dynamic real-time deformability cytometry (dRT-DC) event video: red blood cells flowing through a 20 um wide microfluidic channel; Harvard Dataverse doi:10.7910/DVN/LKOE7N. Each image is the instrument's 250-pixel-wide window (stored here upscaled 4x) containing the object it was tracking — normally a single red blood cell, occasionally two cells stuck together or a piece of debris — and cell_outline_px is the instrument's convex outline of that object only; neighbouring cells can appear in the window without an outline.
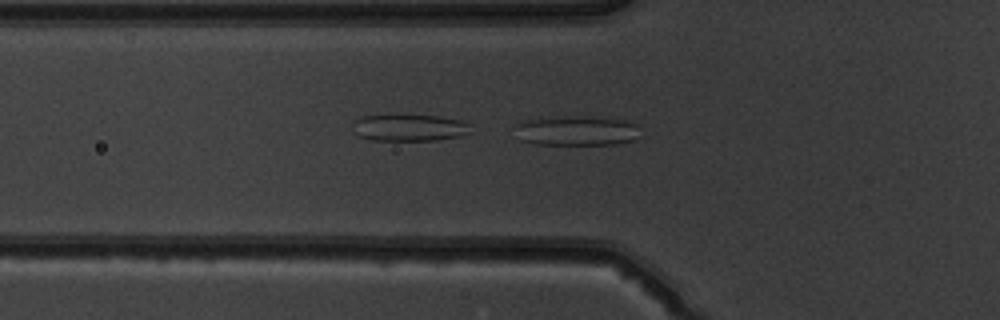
{"species": "common noctule bat (a hibernating species)", "species_latin": "Nyctalus noctula", "temperature_condition": "warm", "stored_images_in_passage": 52, "camera_frame_rate_fps": 3000, "um_per_image_px": 0.085, "animal": {"sex": "male", "body_mass_g": 19.5, "forearm_length_mm": 54.6}, "frame": {"image": 1, "passage_image": 19, "time_ms": 6.0, "image_size_px": [1000, 320], "cell_outline_px": [[636, 140], [616, 144], [536, 144], [520, 140], [516, 124], [520, 120], [624, 120], [636, 124]], "centroid_in_image_um": [49.0, 11.2], "position_along_channel_um": 76.8, "area_um2": 19.71}}
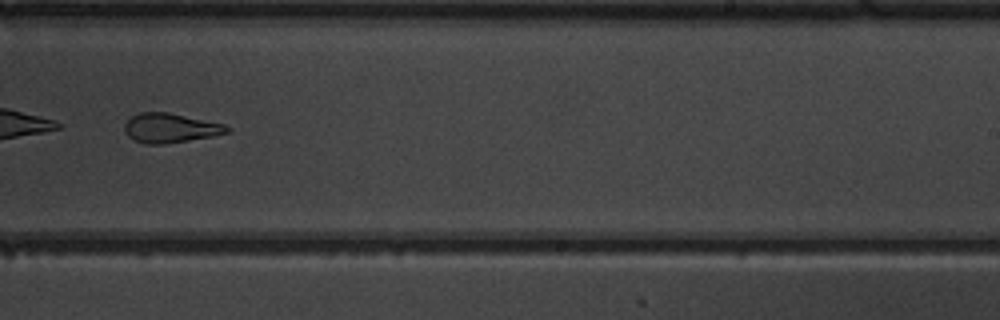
{"frame": {"image": 2, "passage_image": 34, "time_ms": 11.0, "image_size_px": [1000, 320], "cell_outline_px": [[232, 128], [228, 132], [216, 136], [164, 144], [144, 144], [128, 136], [124, 132], [124, 124], [132, 116], [140, 112], [168, 112], [224, 124]], "centroid_in_image_um": [14.49, 10.88], "position_along_channel_um": 274.5, "area_um2": 17.63}}
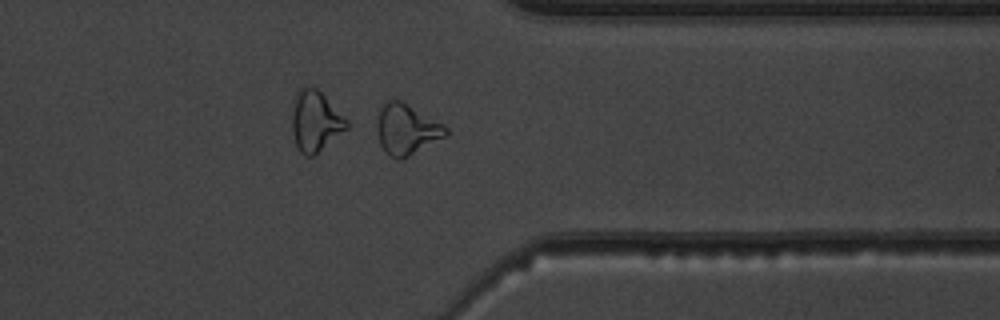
{"frame": {"image": 3, "passage_image": 42, "time_ms": 13.667, "image_size_px": [1000, 320], "cell_outline_px": [[448, 136], [400, 160], [396, 160], [380, 144], [380, 108], [388, 100], [400, 100], [408, 104], [444, 124], [448, 128]], "centroid_in_image_um": [34.66, 11.0], "position_along_channel_um": 376.7, "area_um2": 19.65}}